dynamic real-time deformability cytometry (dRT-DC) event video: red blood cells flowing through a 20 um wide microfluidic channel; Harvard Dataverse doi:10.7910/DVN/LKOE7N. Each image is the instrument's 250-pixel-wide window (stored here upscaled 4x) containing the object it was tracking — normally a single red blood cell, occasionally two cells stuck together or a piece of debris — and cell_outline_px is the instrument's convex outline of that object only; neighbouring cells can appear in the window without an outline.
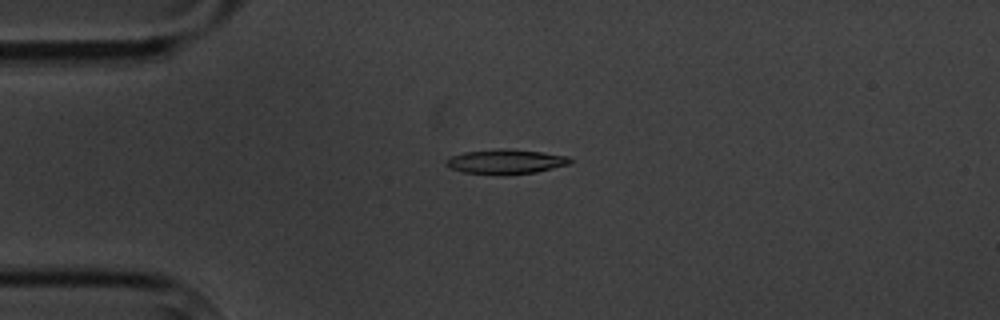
{"species": "common noctule bat (a hibernating species)", "species_latin": "Nyctalus noctula", "temperature_condition": "cold", "stored_images_in_passage": 6, "camera_frame_rate_fps": 3000, "um_per_image_px": 0.085, "animal": {"sex": "male", "body_mass_g": 20.1, "forearm_length_mm": 53.5}, "frame": {"image": 1, "passage_image": 4, "time_ms": 3.333, "image_size_px": [1000, 320], "cell_outline_px": [[572, 164], [536, 172], [504, 176], [464, 172], [448, 168], [444, 164], [444, 160], [452, 156], [464, 152], [540, 152], [568, 156], [572, 160]], "centroid_in_image_um": [42.99, 13.82], "position_along_channel_um": 42.0, "area_um2": 16.99}}
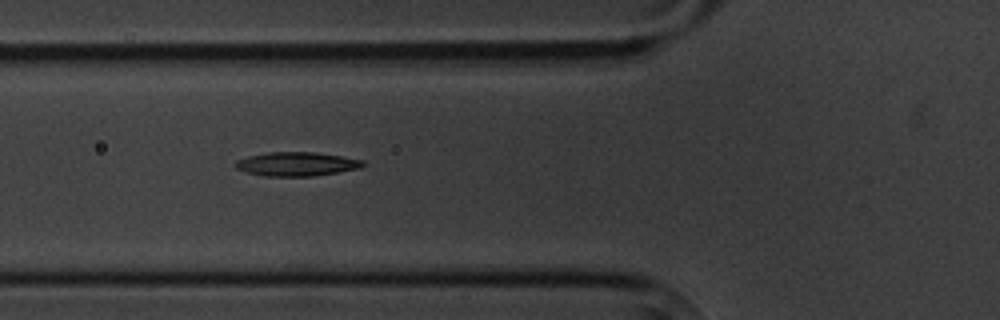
{"frame": {"image": 2, "passage_image": 6, "time_ms": 5.667, "image_size_px": [1000, 320], "cell_outline_px": [[364, 164], [360, 168], [312, 176], [264, 176], [244, 172], [236, 168], [232, 164], [236, 160], [248, 156], [268, 152], [316, 152], [364, 160]], "centroid_in_image_um": [25.15, 13.94], "position_along_channel_um": 100.7, "area_um2": 17.8}}